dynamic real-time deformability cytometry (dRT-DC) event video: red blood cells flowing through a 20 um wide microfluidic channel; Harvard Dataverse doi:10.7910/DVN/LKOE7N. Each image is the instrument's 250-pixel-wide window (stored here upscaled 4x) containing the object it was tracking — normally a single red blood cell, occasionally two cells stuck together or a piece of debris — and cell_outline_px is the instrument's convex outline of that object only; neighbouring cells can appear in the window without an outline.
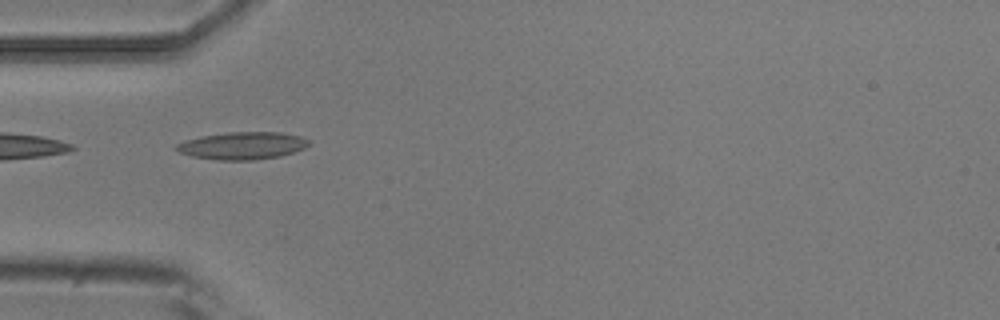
{"species": "common noctule bat (a hibernating species)", "species_latin": "Nyctalus noctula", "temperature_condition": "room temperature", "stored_images_in_passage": 13, "camera_frame_rate_fps": 3000, "um_per_image_px": 0.085, "animal": {"sex": "male", "body_mass_g": 20.5, "forearm_length_mm": 52.5}, "frame": {"image": 1, "passage_image": 3, "time_ms": 0.667, "image_size_px": [1000, 320], "cell_outline_px": [[312, 144], [304, 148], [280, 156], [252, 160], [220, 160], [192, 156], [180, 152], [172, 148], [176, 144], [184, 140], [200, 136], [228, 132], [280, 132], [300, 136], [312, 140]], "centroid_in_image_um": [20.61, 12.37], "position_along_channel_um": 64.4, "area_um2": 21.33}}
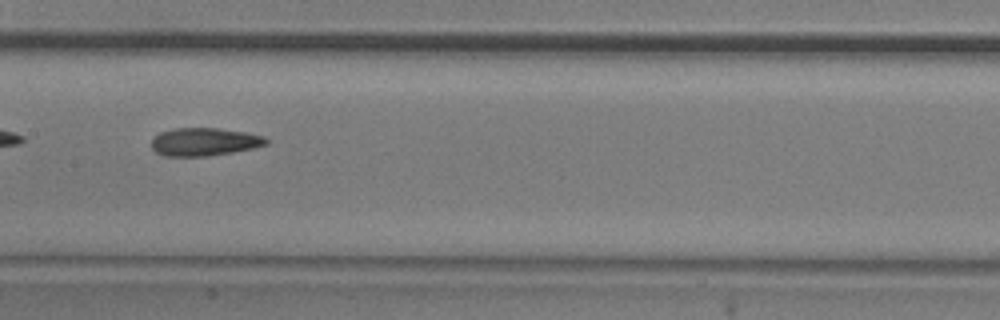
{"frame": {"image": 2, "passage_image": 6, "time_ms": 1.667, "image_size_px": [1000, 320], "cell_outline_px": [[268, 144], [252, 148], [232, 152], [208, 156], [164, 156], [156, 152], [152, 148], [152, 136], [160, 132], [176, 128], [216, 128], [244, 132], [264, 136], [268, 140]], "centroid_in_image_um": [17.34, 12.05], "position_along_channel_um": 190.1, "area_um2": 18.67}}
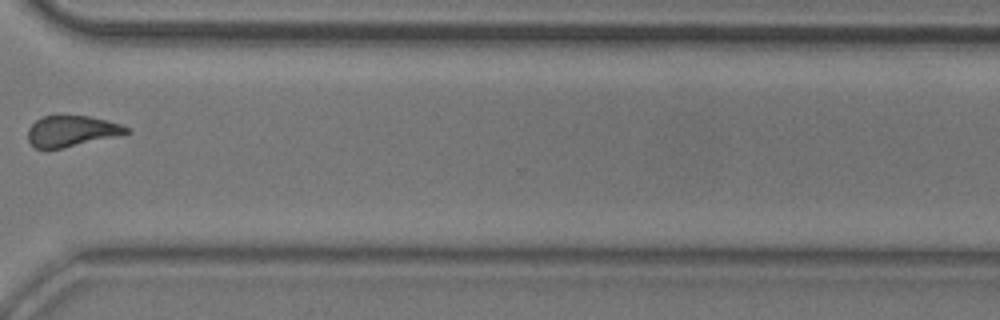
{"frame": {"image": 3, "passage_image": 10, "time_ms": 3.0, "image_size_px": [1000, 320], "cell_outline_px": [[132, 132], [120, 136], [60, 148], [36, 148], [28, 140], [28, 128], [36, 120], [44, 116], [88, 116], [120, 124], [128, 128]], "centroid_in_image_um": [6.11, 11.14], "position_along_channel_um": 364.5, "area_um2": 17.51}}